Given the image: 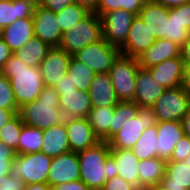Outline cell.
I'll use <instances>...</instances> for the list:
<instances>
[{"label": "cell", "mask_w": 190, "mask_h": 190, "mask_svg": "<svg viewBox=\"0 0 190 190\" xmlns=\"http://www.w3.org/2000/svg\"><path fill=\"white\" fill-rule=\"evenodd\" d=\"M190 30H188L179 19L177 7L169 9V19L166 21V39L170 40L180 47L188 39Z\"/></svg>", "instance_id": "cell-35"}, {"label": "cell", "mask_w": 190, "mask_h": 190, "mask_svg": "<svg viewBox=\"0 0 190 190\" xmlns=\"http://www.w3.org/2000/svg\"><path fill=\"white\" fill-rule=\"evenodd\" d=\"M0 108L19 111L10 80L0 72Z\"/></svg>", "instance_id": "cell-39"}, {"label": "cell", "mask_w": 190, "mask_h": 190, "mask_svg": "<svg viewBox=\"0 0 190 190\" xmlns=\"http://www.w3.org/2000/svg\"><path fill=\"white\" fill-rule=\"evenodd\" d=\"M181 122L185 135L190 139V105Z\"/></svg>", "instance_id": "cell-54"}, {"label": "cell", "mask_w": 190, "mask_h": 190, "mask_svg": "<svg viewBox=\"0 0 190 190\" xmlns=\"http://www.w3.org/2000/svg\"><path fill=\"white\" fill-rule=\"evenodd\" d=\"M187 164L190 165V154L187 156V158L184 160Z\"/></svg>", "instance_id": "cell-58"}, {"label": "cell", "mask_w": 190, "mask_h": 190, "mask_svg": "<svg viewBox=\"0 0 190 190\" xmlns=\"http://www.w3.org/2000/svg\"><path fill=\"white\" fill-rule=\"evenodd\" d=\"M88 93L92 108L115 107L119 102L109 73L95 74Z\"/></svg>", "instance_id": "cell-21"}, {"label": "cell", "mask_w": 190, "mask_h": 190, "mask_svg": "<svg viewBox=\"0 0 190 190\" xmlns=\"http://www.w3.org/2000/svg\"><path fill=\"white\" fill-rule=\"evenodd\" d=\"M121 54L120 48L110 45L103 37L93 42L72 56L83 63L95 74L108 73L113 62Z\"/></svg>", "instance_id": "cell-8"}, {"label": "cell", "mask_w": 190, "mask_h": 190, "mask_svg": "<svg viewBox=\"0 0 190 190\" xmlns=\"http://www.w3.org/2000/svg\"><path fill=\"white\" fill-rule=\"evenodd\" d=\"M111 174L139 189V160L131 149H110Z\"/></svg>", "instance_id": "cell-16"}, {"label": "cell", "mask_w": 190, "mask_h": 190, "mask_svg": "<svg viewBox=\"0 0 190 190\" xmlns=\"http://www.w3.org/2000/svg\"><path fill=\"white\" fill-rule=\"evenodd\" d=\"M190 154V139L185 135L174 147L172 156L167 161L182 162Z\"/></svg>", "instance_id": "cell-41"}, {"label": "cell", "mask_w": 190, "mask_h": 190, "mask_svg": "<svg viewBox=\"0 0 190 190\" xmlns=\"http://www.w3.org/2000/svg\"><path fill=\"white\" fill-rule=\"evenodd\" d=\"M34 37L32 17L17 19L14 23L2 29L1 34V38L13 52L24 47Z\"/></svg>", "instance_id": "cell-24"}, {"label": "cell", "mask_w": 190, "mask_h": 190, "mask_svg": "<svg viewBox=\"0 0 190 190\" xmlns=\"http://www.w3.org/2000/svg\"><path fill=\"white\" fill-rule=\"evenodd\" d=\"M80 180L90 190H101L111 177L110 147L107 141H100L93 147L78 153Z\"/></svg>", "instance_id": "cell-3"}, {"label": "cell", "mask_w": 190, "mask_h": 190, "mask_svg": "<svg viewBox=\"0 0 190 190\" xmlns=\"http://www.w3.org/2000/svg\"><path fill=\"white\" fill-rule=\"evenodd\" d=\"M59 100L54 87L44 86L39 97L21 106L18 114L24 124L40 130L48 129L64 121Z\"/></svg>", "instance_id": "cell-2"}, {"label": "cell", "mask_w": 190, "mask_h": 190, "mask_svg": "<svg viewBox=\"0 0 190 190\" xmlns=\"http://www.w3.org/2000/svg\"><path fill=\"white\" fill-rule=\"evenodd\" d=\"M181 87L190 95V64H184Z\"/></svg>", "instance_id": "cell-49"}, {"label": "cell", "mask_w": 190, "mask_h": 190, "mask_svg": "<svg viewBox=\"0 0 190 190\" xmlns=\"http://www.w3.org/2000/svg\"><path fill=\"white\" fill-rule=\"evenodd\" d=\"M139 106L133 101H119L114 108L113 120L109 128V139L123 127L124 122L137 116Z\"/></svg>", "instance_id": "cell-33"}, {"label": "cell", "mask_w": 190, "mask_h": 190, "mask_svg": "<svg viewBox=\"0 0 190 190\" xmlns=\"http://www.w3.org/2000/svg\"><path fill=\"white\" fill-rule=\"evenodd\" d=\"M135 17L134 13L122 9L105 13L101 17L103 38L110 45L120 48L127 39Z\"/></svg>", "instance_id": "cell-10"}, {"label": "cell", "mask_w": 190, "mask_h": 190, "mask_svg": "<svg viewBox=\"0 0 190 190\" xmlns=\"http://www.w3.org/2000/svg\"><path fill=\"white\" fill-rule=\"evenodd\" d=\"M164 90L161 83L156 82L147 69H138L133 102L139 107L152 108Z\"/></svg>", "instance_id": "cell-17"}, {"label": "cell", "mask_w": 190, "mask_h": 190, "mask_svg": "<svg viewBox=\"0 0 190 190\" xmlns=\"http://www.w3.org/2000/svg\"><path fill=\"white\" fill-rule=\"evenodd\" d=\"M52 190H90L81 180L65 183L53 187Z\"/></svg>", "instance_id": "cell-47"}, {"label": "cell", "mask_w": 190, "mask_h": 190, "mask_svg": "<svg viewBox=\"0 0 190 190\" xmlns=\"http://www.w3.org/2000/svg\"><path fill=\"white\" fill-rule=\"evenodd\" d=\"M138 58L120 54L109 70V76L119 101H134Z\"/></svg>", "instance_id": "cell-5"}, {"label": "cell", "mask_w": 190, "mask_h": 190, "mask_svg": "<svg viewBox=\"0 0 190 190\" xmlns=\"http://www.w3.org/2000/svg\"><path fill=\"white\" fill-rule=\"evenodd\" d=\"M147 0H98L96 14L102 17L105 13L122 9L134 13L136 16Z\"/></svg>", "instance_id": "cell-36"}, {"label": "cell", "mask_w": 190, "mask_h": 190, "mask_svg": "<svg viewBox=\"0 0 190 190\" xmlns=\"http://www.w3.org/2000/svg\"><path fill=\"white\" fill-rule=\"evenodd\" d=\"M157 123L153 108L140 107L137 116L125 121L120 131L107 141L110 149H132L144 130Z\"/></svg>", "instance_id": "cell-7"}, {"label": "cell", "mask_w": 190, "mask_h": 190, "mask_svg": "<svg viewBox=\"0 0 190 190\" xmlns=\"http://www.w3.org/2000/svg\"><path fill=\"white\" fill-rule=\"evenodd\" d=\"M181 47L176 43L167 39H156V41L139 57L138 62L140 68H150L164 62L167 59H172L180 56Z\"/></svg>", "instance_id": "cell-20"}, {"label": "cell", "mask_w": 190, "mask_h": 190, "mask_svg": "<svg viewBox=\"0 0 190 190\" xmlns=\"http://www.w3.org/2000/svg\"><path fill=\"white\" fill-rule=\"evenodd\" d=\"M177 12H179V19L181 22L190 30V2L178 6Z\"/></svg>", "instance_id": "cell-46"}, {"label": "cell", "mask_w": 190, "mask_h": 190, "mask_svg": "<svg viewBox=\"0 0 190 190\" xmlns=\"http://www.w3.org/2000/svg\"><path fill=\"white\" fill-rule=\"evenodd\" d=\"M42 142V130L24 124L15 153L18 155L39 152L41 151Z\"/></svg>", "instance_id": "cell-32"}, {"label": "cell", "mask_w": 190, "mask_h": 190, "mask_svg": "<svg viewBox=\"0 0 190 190\" xmlns=\"http://www.w3.org/2000/svg\"><path fill=\"white\" fill-rule=\"evenodd\" d=\"M18 112L0 108V128L8 123Z\"/></svg>", "instance_id": "cell-52"}, {"label": "cell", "mask_w": 190, "mask_h": 190, "mask_svg": "<svg viewBox=\"0 0 190 190\" xmlns=\"http://www.w3.org/2000/svg\"><path fill=\"white\" fill-rule=\"evenodd\" d=\"M15 157V151L0 141V177L10 175L11 165Z\"/></svg>", "instance_id": "cell-40"}, {"label": "cell", "mask_w": 190, "mask_h": 190, "mask_svg": "<svg viewBox=\"0 0 190 190\" xmlns=\"http://www.w3.org/2000/svg\"><path fill=\"white\" fill-rule=\"evenodd\" d=\"M90 12L77 4H70L62 11L55 13L62 32L72 28L76 23L85 18Z\"/></svg>", "instance_id": "cell-37"}, {"label": "cell", "mask_w": 190, "mask_h": 190, "mask_svg": "<svg viewBox=\"0 0 190 190\" xmlns=\"http://www.w3.org/2000/svg\"><path fill=\"white\" fill-rule=\"evenodd\" d=\"M157 157L170 159L176 143L185 136L181 121H165L157 123Z\"/></svg>", "instance_id": "cell-18"}, {"label": "cell", "mask_w": 190, "mask_h": 190, "mask_svg": "<svg viewBox=\"0 0 190 190\" xmlns=\"http://www.w3.org/2000/svg\"><path fill=\"white\" fill-rule=\"evenodd\" d=\"M151 1L160 4L168 9L178 7L180 5L190 2V0H151Z\"/></svg>", "instance_id": "cell-50"}, {"label": "cell", "mask_w": 190, "mask_h": 190, "mask_svg": "<svg viewBox=\"0 0 190 190\" xmlns=\"http://www.w3.org/2000/svg\"><path fill=\"white\" fill-rule=\"evenodd\" d=\"M155 41L156 38L148 26L137 15L130 26L125 43L120 47V52L122 55L138 58Z\"/></svg>", "instance_id": "cell-15"}, {"label": "cell", "mask_w": 190, "mask_h": 190, "mask_svg": "<svg viewBox=\"0 0 190 190\" xmlns=\"http://www.w3.org/2000/svg\"><path fill=\"white\" fill-rule=\"evenodd\" d=\"M24 190H52L47 183H34L25 185Z\"/></svg>", "instance_id": "cell-55"}, {"label": "cell", "mask_w": 190, "mask_h": 190, "mask_svg": "<svg viewBox=\"0 0 190 190\" xmlns=\"http://www.w3.org/2000/svg\"><path fill=\"white\" fill-rule=\"evenodd\" d=\"M102 37V19L95 12H90L72 28L62 33L59 47L73 55Z\"/></svg>", "instance_id": "cell-4"}, {"label": "cell", "mask_w": 190, "mask_h": 190, "mask_svg": "<svg viewBox=\"0 0 190 190\" xmlns=\"http://www.w3.org/2000/svg\"><path fill=\"white\" fill-rule=\"evenodd\" d=\"M146 190H166L163 188L160 184L159 185H153L151 187L146 188Z\"/></svg>", "instance_id": "cell-57"}, {"label": "cell", "mask_w": 190, "mask_h": 190, "mask_svg": "<svg viewBox=\"0 0 190 190\" xmlns=\"http://www.w3.org/2000/svg\"><path fill=\"white\" fill-rule=\"evenodd\" d=\"M50 48L51 47L42 40L34 37L30 39L24 47L14 51V54L26 65L39 67Z\"/></svg>", "instance_id": "cell-30"}, {"label": "cell", "mask_w": 190, "mask_h": 190, "mask_svg": "<svg viewBox=\"0 0 190 190\" xmlns=\"http://www.w3.org/2000/svg\"><path fill=\"white\" fill-rule=\"evenodd\" d=\"M101 190H138V189L131 183L126 182L119 175H111V177L106 180Z\"/></svg>", "instance_id": "cell-42"}, {"label": "cell", "mask_w": 190, "mask_h": 190, "mask_svg": "<svg viewBox=\"0 0 190 190\" xmlns=\"http://www.w3.org/2000/svg\"><path fill=\"white\" fill-rule=\"evenodd\" d=\"M35 6L22 0H0V29L14 23L17 19L32 17Z\"/></svg>", "instance_id": "cell-28"}, {"label": "cell", "mask_w": 190, "mask_h": 190, "mask_svg": "<svg viewBox=\"0 0 190 190\" xmlns=\"http://www.w3.org/2000/svg\"><path fill=\"white\" fill-rule=\"evenodd\" d=\"M60 109L64 119L87 118L92 109L89 93L87 91H69L59 94Z\"/></svg>", "instance_id": "cell-22"}, {"label": "cell", "mask_w": 190, "mask_h": 190, "mask_svg": "<svg viewBox=\"0 0 190 190\" xmlns=\"http://www.w3.org/2000/svg\"><path fill=\"white\" fill-rule=\"evenodd\" d=\"M77 180H80L78 153L70 151L52 158L48 173L51 188Z\"/></svg>", "instance_id": "cell-12"}, {"label": "cell", "mask_w": 190, "mask_h": 190, "mask_svg": "<svg viewBox=\"0 0 190 190\" xmlns=\"http://www.w3.org/2000/svg\"><path fill=\"white\" fill-rule=\"evenodd\" d=\"M138 16L148 26L156 39H166V21L169 19V9L147 0Z\"/></svg>", "instance_id": "cell-23"}, {"label": "cell", "mask_w": 190, "mask_h": 190, "mask_svg": "<svg viewBox=\"0 0 190 190\" xmlns=\"http://www.w3.org/2000/svg\"><path fill=\"white\" fill-rule=\"evenodd\" d=\"M22 1H27L32 5H34L35 7H38L43 3V0H22Z\"/></svg>", "instance_id": "cell-56"}, {"label": "cell", "mask_w": 190, "mask_h": 190, "mask_svg": "<svg viewBox=\"0 0 190 190\" xmlns=\"http://www.w3.org/2000/svg\"><path fill=\"white\" fill-rule=\"evenodd\" d=\"M55 91L58 94H64V92L76 91L77 88L75 84L71 81L68 75H65L55 86Z\"/></svg>", "instance_id": "cell-45"}, {"label": "cell", "mask_w": 190, "mask_h": 190, "mask_svg": "<svg viewBox=\"0 0 190 190\" xmlns=\"http://www.w3.org/2000/svg\"><path fill=\"white\" fill-rule=\"evenodd\" d=\"M71 54L60 47H51L39 65L45 87H54L67 75Z\"/></svg>", "instance_id": "cell-11"}, {"label": "cell", "mask_w": 190, "mask_h": 190, "mask_svg": "<svg viewBox=\"0 0 190 190\" xmlns=\"http://www.w3.org/2000/svg\"><path fill=\"white\" fill-rule=\"evenodd\" d=\"M0 72L10 80L19 108L41 94L44 83L39 67L26 65L14 53Z\"/></svg>", "instance_id": "cell-1"}, {"label": "cell", "mask_w": 190, "mask_h": 190, "mask_svg": "<svg viewBox=\"0 0 190 190\" xmlns=\"http://www.w3.org/2000/svg\"><path fill=\"white\" fill-rule=\"evenodd\" d=\"M67 75L71 78V81L75 84L77 90L88 92L95 73L72 56Z\"/></svg>", "instance_id": "cell-34"}, {"label": "cell", "mask_w": 190, "mask_h": 190, "mask_svg": "<svg viewBox=\"0 0 190 190\" xmlns=\"http://www.w3.org/2000/svg\"><path fill=\"white\" fill-rule=\"evenodd\" d=\"M43 142L41 152L57 157L70 152V146L64 121L48 129L42 130Z\"/></svg>", "instance_id": "cell-25"}, {"label": "cell", "mask_w": 190, "mask_h": 190, "mask_svg": "<svg viewBox=\"0 0 190 190\" xmlns=\"http://www.w3.org/2000/svg\"><path fill=\"white\" fill-rule=\"evenodd\" d=\"M115 107L92 108L88 114V121L95 135L100 141L109 140V128L112 123Z\"/></svg>", "instance_id": "cell-29"}, {"label": "cell", "mask_w": 190, "mask_h": 190, "mask_svg": "<svg viewBox=\"0 0 190 190\" xmlns=\"http://www.w3.org/2000/svg\"><path fill=\"white\" fill-rule=\"evenodd\" d=\"M190 105V95L181 87L165 89L152 107L158 122L182 121Z\"/></svg>", "instance_id": "cell-9"}, {"label": "cell", "mask_w": 190, "mask_h": 190, "mask_svg": "<svg viewBox=\"0 0 190 190\" xmlns=\"http://www.w3.org/2000/svg\"><path fill=\"white\" fill-rule=\"evenodd\" d=\"M98 0H75V4L85 7L89 12H96Z\"/></svg>", "instance_id": "cell-53"}, {"label": "cell", "mask_w": 190, "mask_h": 190, "mask_svg": "<svg viewBox=\"0 0 190 190\" xmlns=\"http://www.w3.org/2000/svg\"><path fill=\"white\" fill-rule=\"evenodd\" d=\"M158 132L156 126L146 128L139 140L132 147V151L138 160L157 157Z\"/></svg>", "instance_id": "cell-31"}, {"label": "cell", "mask_w": 190, "mask_h": 190, "mask_svg": "<svg viewBox=\"0 0 190 190\" xmlns=\"http://www.w3.org/2000/svg\"><path fill=\"white\" fill-rule=\"evenodd\" d=\"M52 157L39 151L18 154L11 165V175L20 177L25 185L47 183Z\"/></svg>", "instance_id": "cell-6"}, {"label": "cell", "mask_w": 190, "mask_h": 190, "mask_svg": "<svg viewBox=\"0 0 190 190\" xmlns=\"http://www.w3.org/2000/svg\"><path fill=\"white\" fill-rule=\"evenodd\" d=\"M74 3H75V0H43V3L41 4V6L57 13V12L62 11L68 5L74 4Z\"/></svg>", "instance_id": "cell-44"}, {"label": "cell", "mask_w": 190, "mask_h": 190, "mask_svg": "<svg viewBox=\"0 0 190 190\" xmlns=\"http://www.w3.org/2000/svg\"><path fill=\"white\" fill-rule=\"evenodd\" d=\"M64 123L70 151L79 153L100 142L87 118H66Z\"/></svg>", "instance_id": "cell-14"}, {"label": "cell", "mask_w": 190, "mask_h": 190, "mask_svg": "<svg viewBox=\"0 0 190 190\" xmlns=\"http://www.w3.org/2000/svg\"><path fill=\"white\" fill-rule=\"evenodd\" d=\"M160 185L166 190H190V165L185 161H166Z\"/></svg>", "instance_id": "cell-26"}, {"label": "cell", "mask_w": 190, "mask_h": 190, "mask_svg": "<svg viewBox=\"0 0 190 190\" xmlns=\"http://www.w3.org/2000/svg\"><path fill=\"white\" fill-rule=\"evenodd\" d=\"M180 56L184 64H190V34L188 39L181 46Z\"/></svg>", "instance_id": "cell-51"}, {"label": "cell", "mask_w": 190, "mask_h": 190, "mask_svg": "<svg viewBox=\"0 0 190 190\" xmlns=\"http://www.w3.org/2000/svg\"><path fill=\"white\" fill-rule=\"evenodd\" d=\"M32 20L35 37L49 47H59L63 32L56 19L55 12L40 5L35 7Z\"/></svg>", "instance_id": "cell-13"}, {"label": "cell", "mask_w": 190, "mask_h": 190, "mask_svg": "<svg viewBox=\"0 0 190 190\" xmlns=\"http://www.w3.org/2000/svg\"><path fill=\"white\" fill-rule=\"evenodd\" d=\"M25 183L20 177L4 175L0 177V190H24Z\"/></svg>", "instance_id": "cell-43"}, {"label": "cell", "mask_w": 190, "mask_h": 190, "mask_svg": "<svg viewBox=\"0 0 190 190\" xmlns=\"http://www.w3.org/2000/svg\"><path fill=\"white\" fill-rule=\"evenodd\" d=\"M166 160L160 157L139 161V189L161 184L165 174Z\"/></svg>", "instance_id": "cell-27"}, {"label": "cell", "mask_w": 190, "mask_h": 190, "mask_svg": "<svg viewBox=\"0 0 190 190\" xmlns=\"http://www.w3.org/2000/svg\"><path fill=\"white\" fill-rule=\"evenodd\" d=\"M13 53L14 52L9 48L5 41L0 38V70L4 67L5 63Z\"/></svg>", "instance_id": "cell-48"}, {"label": "cell", "mask_w": 190, "mask_h": 190, "mask_svg": "<svg viewBox=\"0 0 190 190\" xmlns=\"http://www.w3.org/2000/svg\"><path fill=\"white\" fill-rule=\"evenodd\" d=\"M184 62L181 56L167 59L153 67L147 68L156 82L164 89L176 88L182 85Z\"/></svg>", "instance_id": "cell-19"}, {"label": "cell", "mask_w": 190, "mask_h": 190, "mask_svg": "<svg viewBox=\"0 0 190 190\" xmlns=\"http://www.w3.org/2000/svg\"><path fill=\"white\" fill-rule=\"evenodd\" d=\"M23 125L24 123L17 113L8 123L0 128V141L15 151L18 148Z\"/></svg>", "instance_id": "cell-38"}]
</instances>
